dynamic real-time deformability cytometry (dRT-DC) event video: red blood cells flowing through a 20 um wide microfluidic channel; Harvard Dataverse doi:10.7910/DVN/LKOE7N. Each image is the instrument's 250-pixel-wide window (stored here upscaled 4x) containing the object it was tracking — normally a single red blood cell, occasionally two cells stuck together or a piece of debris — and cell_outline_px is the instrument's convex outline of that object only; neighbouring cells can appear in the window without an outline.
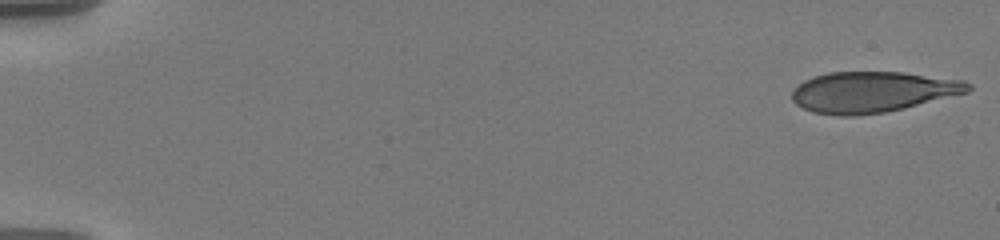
{"species": "human", "species_latin": "Homo sapiens", "temperature_condition": "warm", "stored_images_in_passage": 25, "camera_frame_rate_fps": 3000, "um_per_image_px": 0.085, "donor": {"sex": "male"}, "frame": {"image": 1, "passage_image": 1, "time_ms": 0.0, "image_size_px": [1000, 240], "cell_outline_px": [[972, 88], [968, 92], [904, 108], [884, 112], [852, 116], [840, 116], [812, 112], [796, 104], [792, 100], [792, 92], [804, 80], [812, 76], [828, 72], [904, 72], [964, 80], [972, 84]], "centroid_in_image_um": [74.17, 7.81], "position_along_channel_um": 10.8, "area_um2": 41.91}}
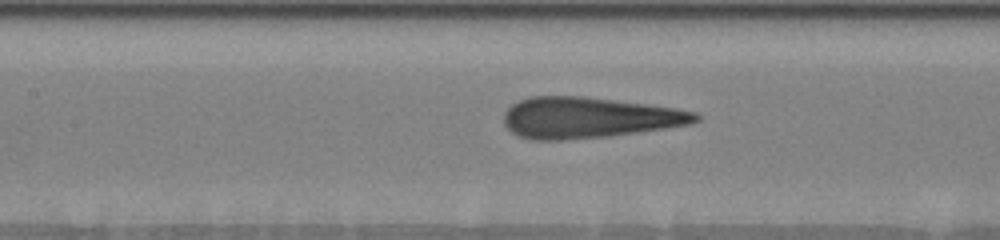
{"frame": {"image": 2, "passage_image": 15, "time_ms": 8.667, "image_size_px": [1000, 240], "cell_outline_px": [[700, 120], [692, 124], [608, 136], [564, 140], [532, 140], [520, 136], [512, 132], [504, 124], [504, 112], [512, 104], [528, 96], [584, 96], [676, 108], [696, 112], [700, 116]], "centroid_in_image_um": [50.03, 10.0], "position_along_channel_um": 157.4, "area_um2": 45.66}}
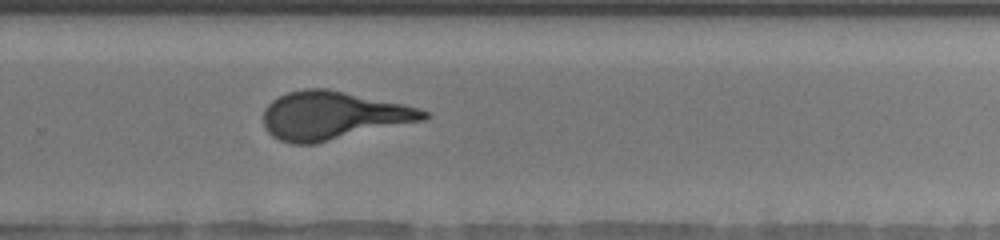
{"frame": {"image": 3, "passage_image": 25, "time_ms": 12.667, "image_size_px": [1000, 240], "cell_outline_px": [[432, 116], [424, 120], [316, 144], [292, 144], [280, 140], [272, 136], [264, 128], [264, 108], [272, 100], [288, 92], [304, 88], [328, 88], [404, 104], [420, 108], [428, 112]], "centroid_in_image_um": [28.31, 9.82], "position_along_channel_um": 301.5, "area_um2": 45.32}}